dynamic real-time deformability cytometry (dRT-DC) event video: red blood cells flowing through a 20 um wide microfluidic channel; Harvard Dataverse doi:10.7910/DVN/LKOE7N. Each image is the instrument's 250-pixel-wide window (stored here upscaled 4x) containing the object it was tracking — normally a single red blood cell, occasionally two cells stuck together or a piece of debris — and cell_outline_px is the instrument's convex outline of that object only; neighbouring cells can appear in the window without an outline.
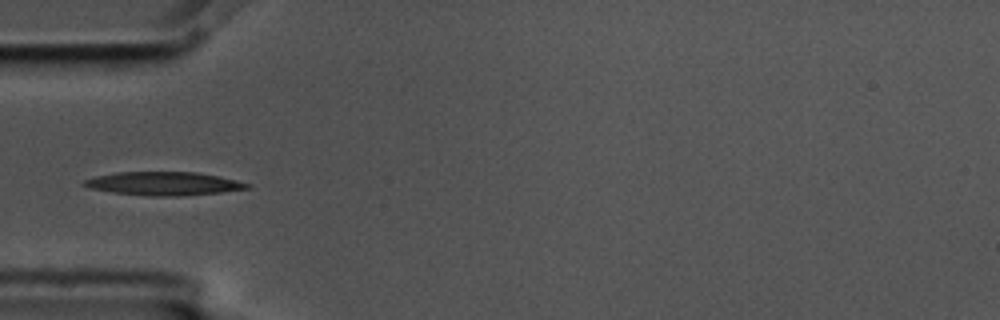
{"species": "common noctule bat (a hibernating species)", "species_latin": "Nyctalus noctula", "temperature_condition": "cold", "stored_images_in_passage": 6, "camera_frame_rate_fps": 3000, "um_per_image_px": 0.085, "animal": {"sex": "male", "body_mass_g": 17.5, "forearm_length_mm": 52.3}, "frame": {"image": 1, "passage_image": 6, "time_ms": 1.667, "image_size_px": [1000, 320], "cell_outline_px": [[252, 188], [220, 192], [176, 196], [152, 196], [112, 192], [92, 188], [80, 184], [84, 180], [96, 176], [116, 172], [196, 172], [220, 176], [252, 184]], "centroid_in_image_um": [13.95, 15.6], "position_along_channel_um": 71.1, "area_um2": 22.2}}